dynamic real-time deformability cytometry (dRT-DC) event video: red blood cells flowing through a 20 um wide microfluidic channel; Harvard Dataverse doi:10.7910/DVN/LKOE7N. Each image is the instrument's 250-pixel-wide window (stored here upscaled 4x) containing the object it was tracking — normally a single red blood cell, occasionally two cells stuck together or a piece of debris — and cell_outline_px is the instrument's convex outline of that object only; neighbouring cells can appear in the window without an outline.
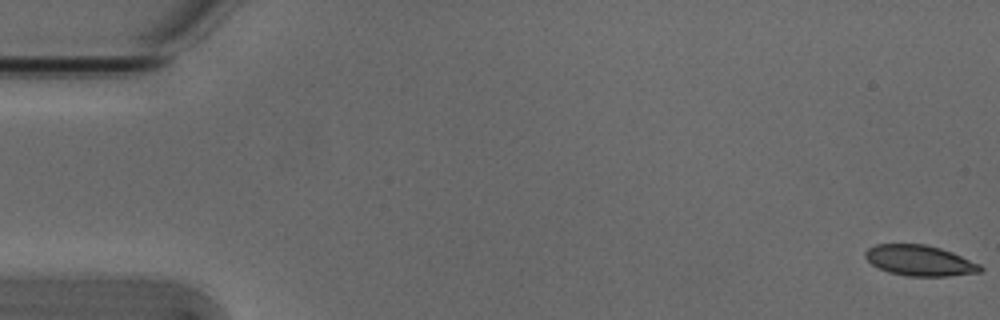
{"species": "Egyptian fruit bat (a non-hibernating species)", "species_latin": "Rousettus aegyptiacus", "temperature_condition": "cold", "stored_images_in_passage": 15, "camera_frame_rate_fps": 3000, "um_per_image_px": 0.085, "animal": {"sex": "male"}, "frame": {"image": 1, "passage_image": 1, "time_ms": 0.0, "image_size_px": [1000, 320], "cell_outline_px": [[984, 268], [980, 272], [948, 276], [908, 276], [888, 272], [872, 264], [864, 256], [864, 252], [868, 248], [876, 244], [924, 244], [940, 248], [952, 252], [980, 264]], "centroid_in_image_um": [78.17, 22.14], "position_along_channel_um": 6.8, "area_um2": 20.46}}